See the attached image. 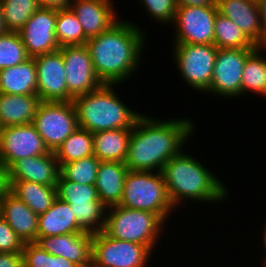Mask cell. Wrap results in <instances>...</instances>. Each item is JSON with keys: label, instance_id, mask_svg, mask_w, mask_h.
<instances>
[{"label": "cell", "instance_id": "44", "mask_svg": "<svg viewBox=\"0 0 266 267\" xmlns=\"http://www.w3.org/2000/svg\"><path fill=\"white\" fill-rule=\"evenodd\" d=\"M8 32H9V30L5 24V19L3 16V10H2L1 1H0V36L4 35L5 33H8Z\"/></svg>", "mask_w": 266, "mask_h": 267}, {"label": "cell", "instance_id": "3", "mask_svg": "<svg viewBox=\"0 0 266 267\" xmlns=\"http://www.w3.org/2000/svg\"><path fill=\"white\" fill-rule=\"evenodd\" d=\"M184 151L170 158L161 170L175 210L187 200L210 204L226 200L230 195L228 186L201 161Z\"/></svg>", "mask_w": 266, "mask_h": 267}, {"label": "cell", "instance_id": "17", "mask_svg": "<svg viewBox=\"0 0 266 267\" xmlns=\"http://www.w3.org/2000/svg\"><path fill=\"white\" fill-rule=\"evenodd\" d=\"M112 0H73L70 9L90 39L107 31L118 20Z\"/></svg>", "mask_w": 266, "mask_h": 267}, {"label": "cell", "instance_id": "1", "mask_svg": "<svg viewBox=\"0 0 266 267\" xmlns=\"http://www.w3.org/2000/svg\"><path fill=\"white\" fill-rule=\"evenodd\" d=\"M190 118L160 119L141 114L129 138L125 165L130 171L159 172L180 154L196 130Z\"/></svg>", "mask_w": 266, "mask_h": 267}, {"label": "cell", "instance_id": "22", "mask_svg": "<svg viewBox=\"0 0 266 267\" xmlns=\"http://www.w3.org/2000/svg\"><path fill=\"white\" fill-rule=\"evenodd\" d=\"M37 226V237L85 232L78 225L70 204L58 197L45 213L38 215Z\"/></svg>", "mask_w": 266, "mask_h": 267}, {"label": "cell", "instance_id": "19", "mask_svg": "<svg viewBox=\"0 0 266 267\" xmlns=\"http://www.w3.org/2000/svg\"><path fill=\"white\" fill-rule=\"evenodd\" d=\"M218 13L231 19L257 46L265 47L258 3L249 0H216Z\"/></svg>", "mask_w": 266, "mask_h": 267}, {"label": "cell", "instance_id": "14", "mask_svg": "<svg viewBox=\"0 0 266 267\" xmlns=\"http://www.w3.org/2000/svg\"><path fill=\"white\" fill-rule=\"evenodd\" d=\"M37 69V96L40 101H73L68 93L66 70L60 50L34 57Z\"/></svg>", "mask_w": 266, "mask_h": 267}, {"label": "cell", "instance_id": "39", "mask_svg": "<svg viewBox=\"0 0 266 267\" xmlns=\"http://www.w3.org/2000/svg\"><path fill=\"white\" fill-rule=\"evenodd\" d=\"M0 267H23L21 253H0Z\"/></svg>", "mask_w": 266, "mask_h": 267}, {"label": "cell", "instance_id": "23", "mask_svg": "<svg viewBox=\"0 0 266 267\" xmlns=\"http://www.w3.org/2000/svg\"><path fill=\"white\" fill-rule=\"evenodd\" d=\"M40 102L37 95L0 93L1 127L33 123Z\"/></svg>", "mask_w": 266, "mask_h": 267}, {"label": "cell", "instance_id": "35", "mask_svg": "<svg viewBox=\"0 0 266 267\" xmlns=\"http://www.w3.org/2000/svg\"><path fill=\"white\" fill-rule=\"evenodd\" d=\"M30 57L18 32L0 36V70L23 63Z\"/></svg>", "mask_w": 266, "mask_h": 267}, {"label": "cell", "instance_id": "32", "mask_svg": "<svg viewBox=\"0 0 266 267\" xmlns=\"http://www.w3.org/2000/svg\"><path fill=\"white\" fill-rule=\"evenodd\" d=\"M100 162L95 155H91L76 161L59 164V174L71 182L94 185Z\"/></svg>", "mask_w": 266, "mask_h": 267}, {"label": "cell", "instance_id": "40", "mask_svg": "<svg viewBox=\"0 0 266 267\" xmlns=\"http://www.w3.org/2000/svg\"><path fill=\"white\" fill-rule=\"evenodd\" d=\"M40 7L52 9H67L73 0H37Z\"/></svg>", "mask_w": 266, "mask_h": 267}, {"label": "cell", "instance_id": "30", "mask_svg": "<svg viewBox=\"0 0 266 267\" xmlns=\"http://www.w3.org/2000/svg\"><path fill=\"white\" fill-rule=\"evenodd\" d=\"M55 36L60 47L85 45L88 38L82 29L77 16L70 8L57 9Z\"/></svg>", "mask_w": 266, "mask_h": 267}, {"label": "cell", "instance_id": "42", "mask_svg": "<svg viewBox=\"0 0 266 267\" xmlns=\"http://www.w3.org/2000/svg\"><path fill=\"white\" fill-rule=\"evenodd\" d=\"M177 6H209L216 5V0H176Z\"/></svg>", "mask_w": 266, "mask_h": 267}, {"label": "cell", "instance_id": "36", "mask_svg": "<svg viewBox=\"0 0 266 267\" xmlns=\"http://www.w3.org/2000/svg\"><path fill=\"white\" fill-rule=\"evenodd\" d=\"M21 254L23 267H77L64 257L49 254L36 242L24 243Z\"/></svg>", "mask_w": 266, "mask_h": 267}, {"label": "cell", "instance_id": "18", "mask_svg": "<svg viewBox=\"0 0 266 267\" xmlns=\"http://www.w3.org/2000/svg\"><path fill=\"white\" fill-rule=\"evenodd\" d=\"M60 166L54 152L27 157L14 162L8 169V181H30L56 185Z\"/></svg>", "mask_w": 266, "mask_h": 267}, {"label": "cell", "instance_id": "9", "mask_svg": "<svg viewBox=\"0 0 266 267\" xmlns=\"http://www.w3.org/2000/svg\"><path fill=\"white\" fill-rule=\"evenodd\" d=\"M152 252L146 245L117 240L104 231L92 234V267H147Z\"/></svg>", "mask_w": 266, "mask_h": 267}, {"label": "cell", "instance_id": "11", "mask_svg": "<svg viewBox=\"0 0 266 267\" xmlns=\"http://www.w3.org/2000/svg\"><path fill=\"white\" fill-rule=\"evenodd\" d=\"M217 5L177 6L173 44H213Z\"/></svg>", "mask_w": 266, "mask_h": 267}, {"label": "cell", "instance_id": "26", "mask_svg": "<svg viewBox=\"0 0 266 267\" xmlns=\"http://www.w3.org/2000/svg\"><path fill=\"white\" fill-rule=\"evenodd\" d=\"M132 129H112L93 133V154L100 161L125 162Z\"/></svg>", "mask_w": 266, "mask_h": 267}, {"label": "cell", "instance_id": "12", "mask_svg": "<svg viewBox=\"0 0 266 267\" xmlns=\"http://www.w3.org/2000/svg\"><path fill=\"white\" fill-rule=\"evenodd\" d=\"M49 152L33 123L3 127L0 131V164L6 170L17 160Z\"/></svg>", "mask_w": 266, "mask_h": 267}, {"label": "cell", "instance_id": "25", "mask_svg": "<svg viewBox=\"0 0 266 267\" xmlns=\"http://www.w3.org/2000/svg\"><path fill=\"white\" fill-rule=\"evenodd\" d=\"M9 191L39 215L45 213L57 198L56 185L30 181H8Z\"/></svg>", "mask_w": 266, "mask_h": 267}, {"label": "cell", "instance_id": "43", "mask_svg": "<svg viewBox=\"0 0 266 267\" xmlns=\"http://www.w3.org/2000/svg\"><path fill=\"white\" fill-rule=\"evenodd\" d=\"M258 6L260 12L261 25L265 36V47H266V0H263L260 3H258Z\"/></svg>", "mask_w": 266, "mask_h": 267}, {"label": "cell", "instance_id": "45", "mask_svg": "<svg viewBox=\"0 0 266 267\" xmlns=\"http://www.w3.org/2000/svg\"><path fill=\"white\" fill-rule=\"evenodd\" d=\"M263 230H264V231H263V233H262V234H263V237H262V238H263V239H262L263 241H262V242H263V244H264V246H265L264 248H265V250H266V224H265V228H264ZM265 252H266V251H265ZM265 260H266V258H265Z\"/></svg>", "mask_w": 266, "mask_h": 267}, {"label": "cell", "instance_id": "5", "mask_svg": "<svg viewBox=\"0 0 266 267\" xmlns=\"http://www.w3.org/2000/svg\"><path fill=\"white\" fill-rule=\"evenodd\" d=\"M165 223L154 213L119 205L106 209L104 232L117 240L148 246L158 245Z\"/></svg>", "mask_w": 266, "mask_h": 267}, {"label": "cell", "instance_id": "38", "mask_svg": "<svg viewBox=\"0 0 266 267\" xmlns=\"http://www.w3.org/2000/svg\"><path fill=\"white\" fill-rule=\"evenodd\" d=\"M23 241L0 215V253H21Z\"/></svg>", "mask_w": 266, "mask_h": 267}, {"label": "cell", "instance_id": "4", "mask_svg": "<svg viewBox=\"0 0 266 267\" xmlns=\"http://www.w3.org/2000/svg\"><path fill=\"white\" fill-rule=\"evenodd\" d=\"M114 86L117 84H102L96 90L73 99L80 128L92 133L133 128L142 113L130 109Z\"/></svg>", "mask_w": 266, "mask_h": 267}, {"label": "cell", "instance_id": "24", "mask_svg": "<svg viewBox=\"0 0 266 267\" xmlns=\"http://www.w3.org/2000/svg\"><path fill=\"white\" fill-rule=\"evenodd\" d=\"M0 93L37 95V69L34 58L0 70Z\"/></svg>", "mask_w": 266, "mask_h": 267}, {"label": "cell", "instance_id": "16", "mask_svg": "<svg viewBox=\"0 0 266 267\" xmlns=\"http://www.w3.org/2000/svg\"><path fill=\"white\" fill-rule=\"evenodd\" d=\"M43 250L70 260L77 267H92V234L88 232L37 237Z\"/></svg>", "mask_w": 266, "mask_h": 267}, {"label": "cell", "instance_id": "37", "mask_svg": "<svg viewBox=\"0 0 266 267\" xmlns=\"http://www.w3.org/2000/svg\"><path fill=\"white\" fill-rule=\"evenodd\" d=\"M147 15L157 23L171 25L177 10L176 0H140Z\"/></svg>", "mask_w": 266, "mask_h": 267}, {"label": "cell", "instance_id": "6", "mask_svg": "<svg viewBox=\"0 0 266 267\" xmlns=\"http://www.w3.org/2000/svg\"><path fill=\"white\" fill-rule=\"evenodd\" d=\"M119 206L152 212L164 223L170 220L171 213L176 211L168 197L161 171L129 170L124 180L123 195Z\"/></svg>", "mask_w": 266, "mask_h": 267}, {"label": "cell", "instance_id": "41", "mask_svg": "<svg viewBox=\"0 0 266 267\" xmlns=\"http://www.w3.org/2000/svg\"><path fill=\"white\" fill-rule=\"evenodd\" d=\"M9 191L7 170L0 164V200Z\"/></svg>", "mask_w": 266, "mask_h": 267}, {"label": "cell", "instance_id": "28", "mask_svg": "<svg viewBox=\"0 0 266 267\" xmlns=\"http://www.w3.org/2000/svg\"><path fill=\"white\" fill-rule=\"evenodd\" d=\"M213 44L218 49L258 47L236 23L220 13H217L215 17Z\"/></svg>", "mask_w": 266, "mask_h": 267}, {"label": "cell", "instance_id": "13", "mask_svg": "<svg viewBox=\"0 0 266 267\" xmlns=\"http://www.w3.org/2000/svg\"><path fill=\"white\" fill-rule=\"evenodd\" d=\"M59 50L64 60L68 93L73 98L90 93L102 85L86 45L64 46Z\"/></svg>", "mask_w": 266, "mask_h": 267}, {"label": "cell", "instance_id": "27", "mask_svg": "<svg viewBox=\"0 0 266 267\" xmlns=\"http://www.w3.org/2000/svg\"><path fill=\"white\" fill-rule=\"evenodd\" d=\"M266 47L258 46L246 59L242 76V95L253 92L266 97ZM263 51V52H262Z\"/></svg>", "mask_w": 266, "mask_h": 267}, {"label": "cell", "instance_id": "31", "mask_svg": "<svg viewBox=\"0 0 266 267\" xmlns=\"http://www.w3.org/2000/svg\"><path fill=\"white\" fill-rule=\"evenodd\" d=\"M9 31L18 32L27 20L40 8L37 0H0Z\"/></svg>", "mask_w": 266, "mask_h": 267}, {"label": "cell", "instance_id": "2", "mask_svg": "<svg viewBox=\"0 0 266 267\" xmlns=\"http://www.w3.org/2000/svg\"><path fill=\"white\" fill-rule=\"evenodd\" d=\"M121 18L107 31L88 39L91 60L102 84H117L137 73L147 41L143 29ZM145 44V45H144Z\"/></svg>", "mask_w": 266, "mask_h": 267}, {"label": "cell", "instance_id": "29", "mask_svg": "<svg viewBox=\"0 0 266 267\" xmlns=\"http://www.w3.org/2000/svg\"><path fill=\"white\" fill-rule=\"evenodd\" d=\"M93 133L78 128L54 152L59 164H64L93 154Z\"/></svg>", "mask_w": 266, "mask_h": 267}, {"label": "cell", "instance_id": "7", "mask_svg": "<svg viewBox=\"0 0 266 267\" xmlns=\"http://www.w3.org/2000/svg\"><path fill=\"white\" fill-rule=\"evenodd\" d=\"M172 57L185 85L206 94L218 48L214 44H173Z\"/></svg>", "mask_w": 266, "mask_h": 267}, {"label": "cell", "instance_id": "8", "mask_svg": "<svg viewBox=\"0 0 266 267\" xmlns=\"http://www.w3.org/2000/svg\"><path fill=\"white\" fill-rule=\"evenodd\" d=\"M33 124L48 150L52 152L79 128L73 101H41Z\"/></svg>", "mask_w": 266, "mask_h": 267}, {"label": "cell", "instance_id": "15", "mask_svg": "<svg viewBox=\"0 0 266 267\" xmlns=\"http://www.w3.org/2000/svg\"><path fill=\"white\" fill-rule=\"evenodd\" d=\"M57 9L40 7L18 31L29 57L59 49L55 36Z\"/></svg>", "mask_w": 266, "mask_h": 267}, {"label": "cell", "instance_id": "10", "mask_svg": "<svg viewBox=\"0 0 266 267\" xmlns=\"http://www.w3.org/2000/svg\"><path fill=\"white\" fill-rule=\"evenodd\" d=\"M256 48L218 49L208 95L242 98V76L247 57Z\"/></svg>", "mask_w": 266, "mask_h": 267}, {"label": "cell", "instance_id": "34", "mask_svg": "<svg viewBox=\"0 0 266 267\" xmlns=\"http://www.w3.org/2000/svg\"><path fill=\"white\" fill-rule=\"evenodd\" d=\"M57 197L68 204H90L101 202L94 185L65 180L60 174L56 184Z\"/></svg>", "mask_w": 266, "mask_h": 267}, {"label": "cell", "instance_id": "20", "mask_svg": "<svg viewBox=\"0 0 266 267\" xmlns=\"http://www.w3.org/2000/svg\"><path fill=\"white\" fill-rule=\"evenodd\" d=\"M0 215L23 243H31L37 240L38 215L10 191L1 199Z\"/></svg>", "mask_w": 266, "mask_h": 267}, {"label": "cell", "instance_id": "46", "mask_svg": "<svg viewBox=\"0 0 266 267\" xmlns=\"http://www.w3.org/2000/svg\"><path fill=\"white\" fill-rule=\"evenodd\" d=\"M249 1H252V2H255V3H260L263 0H249Z\"/></svg>", "mask_w": 266, "mask_h": 267}, {"label": "cell", "instance_id": "33", "mask_svg": "<svg viewBox=\"0 0 266 267\" xmlns=\"http://www.w3.org/2000/svg\"><path fill=\"white\" fill-rule=\"evenodd\" d=\"M78 225L91 234L104 230L107 207L102 202L90 204H70Z\"/></svg>", "mask_w": 266, "mask_h": 267}, {"label": "cell", "instance_id": "21", "mask_svg": "<svg viewBox=\"0 0 266 267\" xmlns=\"http://www.w3.org/2000/svg\"><path fill=\"white\" fill-rule=\"evenodd\" d=\"M125 162L101 161L94 184L99 200L108 208L119 205L128 172Z\"/></svg>", "mask_w": 266, "mask_h": 267}]
</instances>
